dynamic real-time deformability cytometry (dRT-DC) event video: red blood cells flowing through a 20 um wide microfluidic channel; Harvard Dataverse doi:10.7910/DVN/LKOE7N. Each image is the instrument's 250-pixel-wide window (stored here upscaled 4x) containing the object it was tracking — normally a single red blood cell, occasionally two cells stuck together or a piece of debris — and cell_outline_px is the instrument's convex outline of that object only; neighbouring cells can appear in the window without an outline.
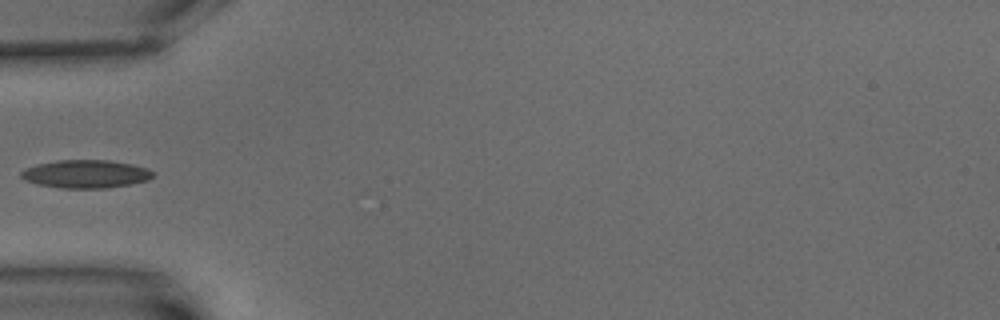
{"species": "common noctule bat (a hibernating species)", "species_latin": "Nyctalus noctula", "temperature_condition": "warm", "stored_images_in_passage": 3, "camera_frame_rate_fps": 3000, "um_per_image_px": 0.085, "animal": {"sex": "male", "body_mass_g": 15.6}, "frame": {"image": 1, "passage_image": 3, "time_ms": 2.667, "image_size_px": [1000, 320], "cell_outline_px": [[156, 172], [148, 180], [128, 184], [104, 188], [60, 188], [40, 184], [24, 180], [20, 176], [20, 172], [24, 168], [36, 164], [56, 160], [108, 160], [132, 164], [148, 168]], "centroid_in_image_um": [7.27, 14.77], "position_along_channel_um": 77.7, "area_um2": 21.62}}